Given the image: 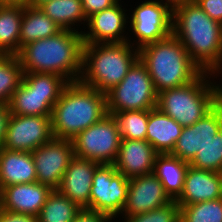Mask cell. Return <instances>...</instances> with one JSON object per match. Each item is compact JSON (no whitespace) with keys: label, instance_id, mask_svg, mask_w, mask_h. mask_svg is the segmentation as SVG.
Listing matches in <instances>:
<instances>
[{"label":"cell","instance_id":"obj_1","mask_svg":"<svg viewBox=\"0 0 222 222\" xmlns=\"http://www.w3.org/2000/svg\"><path fill=\"white\" fill-rule=\"evenodd\" d=\"M172 33L203 72L222 77V24L193 1L173 11Z\"/></svg>","mask_w":222,"mask_h":222},{"label":"cell","instance_id":"obj_2","mask_svg":"<svg viewBox=\"0 0 222 222\" xmlns=\"http://www.w3.org/2000/svg\"><path fill=\"white\" fill-rule=\"evenodd\" d=\"M83 45L82 33L62 30L26 44L17 57L24 73H53L76 82L82 73Z\"/></svg>","mask_w":222,"mask_h":222},{"label":"cell","instance_id":"obj_3","mask_svg":"<svg viewBox=\"0 0 222 222\" xmlns=\"http://www.w3.org/2000/svg\"><path fill=\"white\" fill-rule=\"evenodd\" d=\"M107 114L105 93L80 81L69 82L52 110L53 136L57 139L72 140Z\"/></svg>","mask_w":222,"mask_h":222},{"label":"cell","instance_id":"obj_4","mask_svg":"<svg viewBox=\"0 0 222 222\" xmlns=\"http://www.w3.org/2000/svg\"><path fill=\"white\" fill-rule=\"evenodd\" d=\"M139 59L146 66L157 93L187 85L203 73L173 33L141 47Z\"/></svg>","mask_w":222,"mask_h":222},{"label":"cell","instance_id":"obj_5","mask_svg":"<svg viewBox=\"0 0 222 222\" xmlns=\"http://www.w3.org/2000/svg\"><path fill=\"white\" fill-rule=\"evenodd\" d=\"M221 79L216 74L203 72L187 85L158 93L156 107L182 127L191 126L222 100Z\"/></svg>","mask_w":222,"mask_h":222},{"label":"cell","instance_id":"obj_6","mask_svg":"<svg viewBox=\"0 0 222 222\" xmlns=\"http://www.w3.org/2000/svg\"><path fill=\"white\" fill-rule=\"evenodd\" d=\"M138 59L139 49L128 42L84 43L79 81L106 94L124 79Z\"/></svg>","mask_w":222,"mask_h":222},{"label":"cell","instance_id":"obj_7","mask_svg":"<svg viewBox=\"0 0 222 222\" xmlns=\"http://www.w3.org/2000/svg\"><path fill=\"white\" fill-rule=\"evenodd\" d=\"M69 82L53 73H24L7 104L12 115L51 116L55 103Z\"/></svg>","mask_w":222,"mask_h":222},{"label":"cell","instance_id":"obj_8","mask_svg":"<svg viewBox=\"0 0 222 222\" xmlns=\"http://www.w3.org/2000/svg\"><path fill=\"white\" fill-rule=\"evenodd\" d=\"M158 93L146 66L138 59L124 79L106 93L107 111L151 110L157 105Z\"/></svg>","mask_w":222,"mask_h":222},{"label":"cell","instance_id":"obj_9","mask_svg":"<svg viewBox=\"0 0 222 222\" xmlns=\"http://www.w3.org/2000/svg\"><path fill=\"white\" fill-rule=\"evenodd\" d=\"M136 4V7L130 5L131 13L130 10L128 12V34L131 35H128V43L140 49L172 34L173 11L168 6L160 0H145Z\"/></svg>","mask_w":222,"mask_h":222},{"label":"cell","instance_id":"obj_10","mask_svg":"<svg viewBox=\"0 0 222 222\" xmlns=\"http://www.w3.org/2000/svg\"><path fill=\"white\" fill-rule=\"evenodd\" d=\"M121 136L113 115L107 114L72 139L75 156L99 164H114Z\"/></svg>","mask_w":222,"mask_h":222},{"label":"cell","instance_id":"obj_11","mask_svg":"<svg viewBox=\"0 0 222 222\" xmlns=\"http://www.w3.org/2000/svg\"><path fill=\"white\" fill-rule=\"evenodd\" d=\"M128 186L129 179L113 164H101L93 176L89 209L102 212L117 222L126 204Z\"/></svg>","mask_w":222,"mask_h":222},{"label":"cell","instance_id":"obj_12","mask_svg":"<svg viewBox=\"0 0 222 222\" xmlns=\"http://www.w3.org/2000/svg\"><path fill=\"white\" fill-rule=\"evenodd\" d=\"M53 138L51 116L10 114L1 148L31 153Z\"/></svg>","mask_w":222,"mask_h":222},{"label":"cell","instance_id":"obj_13","mask_svg":"<svg viewBox=\"0 0 222 222\" xmlns=\"http://www.w3.org/2000/svg\"><path fill=\"white\" fill-rule=\"evenodd\" d=\"M123 3L124 1L119 0L115 5L89 16L85 27L87 30L82 32L83 43L127 42L129 10L126 8V3Z\"/></svg>","mask_w":222,"mask_h":222},{"label":"cell","instance_id":"obj_14","mask_svg":"<svg viewBox=\"0 0 222 222\" xmlns=\"http://www.w3.org/2000/svg\"><path fill=\"white\" fill-rule=\"evenodd\" d=\"M37 182L50 186L53 190L60 186L62 177L75 157L72 140L53 138L32 151Z\"/></svg>","mask_w":222,"mask_h":222},{"label":"cell","instance_id":"obj_15","mask_svg":"<svg viewBox=\"0 0 222 222\" xmlns=\"http://www.w3.org/2000/svg\"><path fill=\"white\" fill-rule=\"evenodd\" d=\"M222 128V100L203 118L191 126L183 127L182 133L169 153L190 163Z\"/></svg>","mask_w":222,"mask_h":222},{"label":"cell","instance_id":"obj_16","mask_svg":"<svg viewBox=\"0 0 222 222\" xmlns=\"http://www.w3.org/2000/svg\"><path fill=\"white\" fill-rule=\"evenodd\" d=\"M161 181L153 174L129 179L127 200L119 217L145 213L170 203Z\"/></svg>","mask_w":222,"mask_h":222},{"label":"cell","instance_id":"obj_17","mask_svg":"<svg viewBox=\"0 0 222 222\" xmlns=\"http://www.w3.org/2000/svg\"><path fill=\"white\" fill-rule=\"evenodd\" d=\"M158 154L146 140L121 139L113 165L127 179L140 177L153 173Z\"/></svg>","mask_w":222,"mask_h":222},{"label":"cell","instance_id":"obj_18","mask_svg":"<svg viewBox=\"0 0 222 222\" xmlns=\"http://www.w3.org/2000/svg\"><path fill=\"white\" fill-rule=\"evenodd\" d=\"M100 165L93 160L75 156L68 165L57 190L80 208L89 209L93 176Z\"/></svg>","mask_w":222,"mask_h":222},{"label":"cell","instance_id":"obj_19","mask_svg":"<svg viewBox=\"0 0 222 222\" xmlns=\"http://www.w3.org/2000/svg\"><path fill=\"white\" fill-rule=\"evenodd\" d=\"M53 189L39 182L23 183L1 189L2 210L38 216Z\"/></svg>","mask_w":222,"mask_h":222},{"label":"cell","instance_id":"obj_20","mask_svg":"<svg viewBox=\"0 0 222 222\" xmlns=\"http://www.w3.org/2000/svg\"><path fill=\"white\" fill-rule=\"evenodd\" d=\"M222 198V173L197 169L189 165L184 188L175 200L179 206Z\"/></svg>","mask_w":222,"mask_h":222},{"label":"cell","instance_id":"obj_21","mask_svg":"<svg viewBox=\"0 0 222 222\" xmlns=\"http://www.w3.org/2000/svg\"><path fill=\"white\" fill-rule=\"evenodd\" d=\"M37 181L32 153L0 148V189Z\"/></svg>","mask_w":222,"mask_h":222},{"label":"cell","instance_id":"obj_22","mask_svg":"<svg viewBox=\"0 0 222 222\" xmlns=\"http://www.w3.org/2000/svg\"><path fill=\"white\" fill-rule=\"evenodd\" d=\"M183 127L173 118L160 111L157 107L148 110V124L145 140L159 154L170 153Z\"/></svg>","mask_w":222,"mask_h":222},{"label":"cell","instance_id":"obj_23","mask_svg":"<svg viewBox=\"0 0 222 222\" xmlns=\"http://www.w3.org/2000/svg\"><path fill=\"white\" fill-rule=\"evenodd\" d=\"M188 167L189 163L169 153L158 154L155 158L153 174L172 200H176L183 191Z\"/></svg>","mask_w":222,"mask_h":222},{"label":"cell","instance_id":"obj_24","mask_svg":"<svg viewBox=\"0 0 222 222\" xmlns=\"http://www.w3.org/2000/svg\"><path fill=\"white\" fill-rule=\"evenodd\" d=\"M62 31L39 7L24 6L21 29L20 50L26 44L57 35Z\"/></svg>","mask_w":222,"mask_h":222},{"label":"cell","instance_id":"obj_25","mask_svg":"<svg viewBox=\"0 0 222 222\" xmlns=\"http://www.w3.org/2000/svg\"><path fill=\"white\" fill-rule=\"evenodd\" d=\"M39 8L62 30L80 33L85 30L87 18L83 11L82 0H49L41 4ZM82 24L83 29L80 27Z\"/></svg>","mask_w":222,"mask_h":222},{"label":"cell","instance_id":"obj_26","mask_svg":"<svg viewBox=\"0 0 222 222\" xmlns=\"http://www.w3.org/2000/svg\"><path fill=\"white\" fill-rule=\"evenodd\" d=\"M24 5L0 4V53L20 52V29Z\"/></svg>","mask_w":222,"mask_h":222},{"label":"cell","instance_id":"obj_27","mask_svg":"<svg viewBox=\"0 0 222 222\" xmlns=\"http://www.w3.org/2000/svg\"><path fill=\"white\" fill-rule=\"evenodd\" d=\"M80 209L67 196L54 189L37 216L38 222H73Z\"/></svg>","mask_w":222,"mask_h":222},{"label":"cell","instance_id":"obj_28","mask_svg":"<svg viewBox=\"0 0 222 222\" xmlns=\"http://www.w3.org/2000/svg\"><path fill=\"white\" fill-rule=\"evenodd\" d=\"M23 69L17 55L0 53V104H8L23 78Z\"/></svg>","mask_w":222,"mask_h":222},{"label":"cell","instance_id":"obj_29","mask_svg":"<svg viewBox=\"0 0 222 222\" xmlns=\"http://www.w3.org/2000/svg\"><path fill=\"white\" fill-rule=\"evenodd\" d=\"M117 121L121 139L145 140L148 110H131L112 114Z\"/></svg>","mask_w":222,"mask_h":222},{"label":"cell","instance_id":"obj_30","mask_svg":"<svg viewBox=\"0 0 222 222\" xmlns=\"http://www.w3.org/2000/svg\"><path fill=\"white\" fill-rule=\"evenodd\" d=\"M180 222H222V198L180 206Z\"/></svg>","mask_w":222,"mask_h":222},{"label":"cell","instance_id":"obj_31","mask_svg":"<svg viewBox=\"0 0 222 222\" xmlns=\"http://www.w3.org/2000/svg\"><path fill=\"white\" fill-rule=\"evenodd\" d=\"M190 166L211 172H222V128L189 163Z\"/></svg>","mask_w":222,"mask_h":222},{"label":"cell","instance_id":"obj_32","mask_svg":"<svg viewBox=\"0 0 222 222\" xmlns=\"http://www.w3.org/2000/svg\"><path fill=\"white\" fill-rule=\"evenodd\" d=\"M118 218H122V222H180V206L175 200H172L170 203L154 210Z\"/></svg>","mask_w":222,"mask_h":222},{"label":"cell","instance_id":"obj_33","mask_svg":"<svg viewBox=\"0 0 222 222\" xmlns=\"http://www.w3.org/2000/svg\"><path fill=\"white\" fill-rule=\"evenodd\" d=\"M213 20L222 24V0H194Z\"/></svg>","mask_w":222,"mask_h":222},{"label":"cell","instance_id":"obj_34","mask_svg":"<svg viewBox=\"0 0 222 222\" xmlns=\"http://www.w3.org/2000/svg\"><path fill=\"white\" fill-rule=\"evenodd\" d=\"M73 222H113V220L102 212L81 208L76 214Z\"/></svg>","mask_w":222,"mask_h":222},{"label":"cell","instance_id":"obj_35","mask_svg":"<svg viewBox=\"0 0 222 222\" xmlns=\"http://www.w3.org/2000/svg\"><path fill=\"white\" fill-rule=\"evenodd\" d=\"M119 0H82V7L86 18L115 5Z\"/></svg>","mask_w":222,"mask_h":222},{"label":"cell","instance_id":"obj_36","mask_svg":"<svg viewBox=\"0 0 222 222\" xmlns=\"http://www.w3.org/2000/svg\"><path fill=\"white\" fill-rule=\"evenodd\" d=\"M0 222H38L37 216L2 210Z\"/></svg>","mask_w":222,"mask_h":222},{"label":"cell","instance_id":"obj_37","mask_svg":"<svg viewBox=\"0 0 222 222\" xmlns=\"http://www.w3.org/2000/svg\"><path fill=\"white\" fill-rule=\"evenodd\" d=\"M10 118L7 104H0V147L3 145L6 136L7 124Z\"/></svg>","mask_w":222,"mask_h":222},{"label":"cell","instance_id":"obj_38","mask_svg":"<svg viewBox=\"0 0 222 222\" xmlns=\"http://www.w3.org/2000/svg\"><path fill=\"white\" fill-rule=\"evenodd\" d=\"M164 5L168 6L172 11L194 0H160Z\"/></svg>","mask_w":222,"mask_h":222},{"label":"cell","instance_id":"obj_39","mask_svg":"<svg viewBox=\"0 0 222 222\" xmlns=\"http://www.w3.org/2000/svg\"><path fill=\"white\" fill-rule=\"evenodd\" d=\"M30 0H0V4L24 5L27 6Z\"/></svg>","mask_w":222,"mask_h":222},{"label":"cell","instance_id":"obj_40","mask_svg":"<svg viewBox=\"0 0 222 222\" xmlns=\"http://www.w3.org/2000/svg\"><path fill=\"white\" fill-rule=\"evenodd\" d=\"M46 1H49V0H30L27 6L39 7L41 4H43Z\"/></svg>","mask_w":222,"mask_h":222},{"label":"cell","instance_id":"obj_41","mask_svg":"<svg viewBox=\"0 0 222 222\" xmlns=\"http://www.w3.org/2000/svg\"><path fill=\"white\" fill-rule=\"evenodd\" d=\"M2 211L1 189H0V212Z\"/></svg>","mask_w":222,"mask_h":222}]
</instances>
